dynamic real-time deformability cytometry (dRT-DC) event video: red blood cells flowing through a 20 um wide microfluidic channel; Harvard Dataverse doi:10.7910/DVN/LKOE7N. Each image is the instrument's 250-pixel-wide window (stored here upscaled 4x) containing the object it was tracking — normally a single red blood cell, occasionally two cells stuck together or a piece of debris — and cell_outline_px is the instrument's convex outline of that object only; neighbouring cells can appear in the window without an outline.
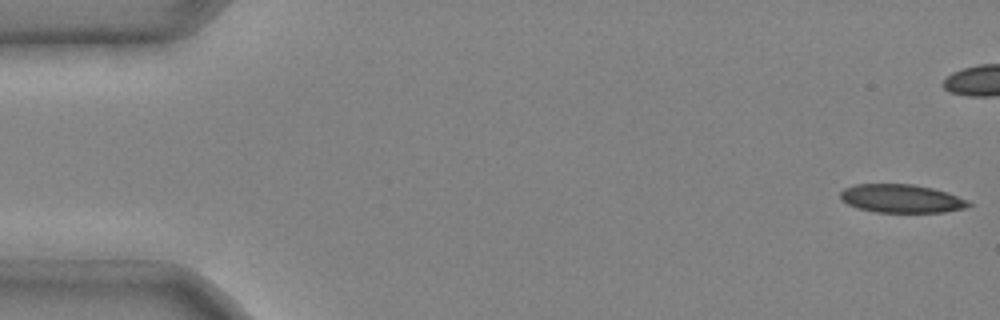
{"species": "common noctule bat (a hibernating species)", "species_latin": "Nyctalus noctula", "temperature_condition": "cold", "stored_images_in_passage": 8, "camera_frame_rate_fps": 3000, "um_per_image_px": 0.085, "animal": {"sex": "male", "body_mass_g": 20.4}, "frame": {"image": 1, "passage_image": 1, "time_ms": 0.0, "image_size_px": [1000, 320], "cell_outline_px": [[972, 204], [964, 208], [944, 212], [876, 212], [856, 208], [840, 200], [840, 192], [844, 188], [856, 184], [912, 184], [932, 188], [948, 192], [968, 200]], "centroid_in_image_um": [76.6, 16.88], "position_along_channel_um": 8.4, "area_um2": 21.27}}
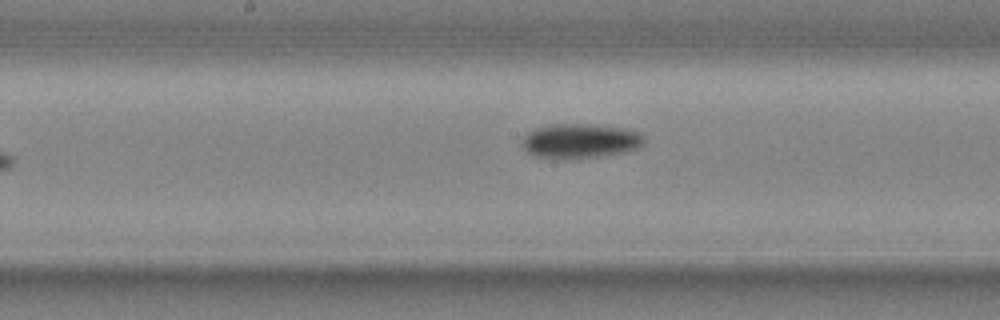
{"frame": {"image": 2, "passage_image": 8, "time_ms": 2.333, "image_size_px": [1000, 320], "cell_outline_px": [[644, 144], [636, 148], [624, 152], [604, 156], [568, 160], [536, 156], [528, 152], [520, 144], [524, 136], [528, 132], [536, 128], [552, 124], [588, 124], [620, 128], [636, 132], [644, 140]], "centroid_in_image_um": [49.25, 12.0], "position_along_channel_um": 198.9, "area_um2": 24.51}}